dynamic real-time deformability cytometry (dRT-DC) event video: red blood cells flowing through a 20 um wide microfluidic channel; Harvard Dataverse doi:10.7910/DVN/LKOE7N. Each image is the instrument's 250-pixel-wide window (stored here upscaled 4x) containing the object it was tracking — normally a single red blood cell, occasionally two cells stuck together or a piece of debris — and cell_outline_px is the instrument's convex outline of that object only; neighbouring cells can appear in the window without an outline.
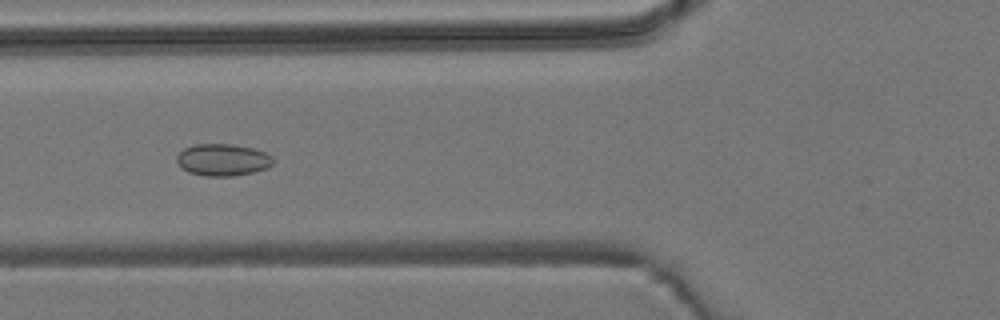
{"species": "common noctule bat (a hibernating species)", "species_latin": "Nyctalus noctula", "temperature_condition": "room temperature", "stored_images_in_passage": 7, "camera_frame_rate_fps": 3000, "um_per_image_px": 0.085, "animal": {"sex": "male", "body_mass_g": 19.2, "forearm_length_mm": 51.8}, "frame": {"image": 1, "passage_image": 5, "time_ms": 1.333, "image_size_px": [1000, 320], "cell_outline_px": [[272, 164], [268, 168], [252, 172], [232, 176], [204, 176], [188, 172], [180, 168], [176, 160], [176, 156], [184, 148], [196, 144], [232, 144], [252, 148], [264, 152], [272, 156]], "centroid_in_image_um": [18.89, 13.59], "position_along_channel_um": 106.9, "area_um2": 17.98}}
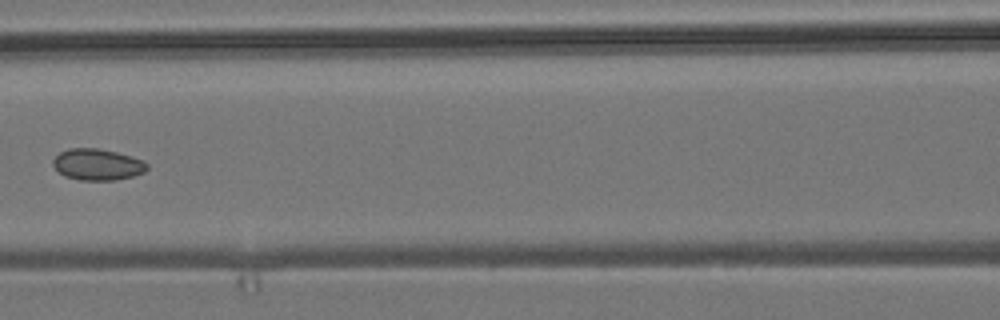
{"frame": {"image": 2, "passage_image": 6, "time_ms": 1.667, "image_size_px": [1000, 320], "cell_outline_px": [[148, 168], [144, 172], [132, 176], [116, 180], [80, 180], [64, 176], [52, 164], [52, 160], [60, 152], [68, 148], [100, 148], [132, 156], [144, 160], [148, 164]], "centroid_in_image_um": [8.29, 13.97], "position_along_channel_um": 158.3, "area_um2": 17.28}}
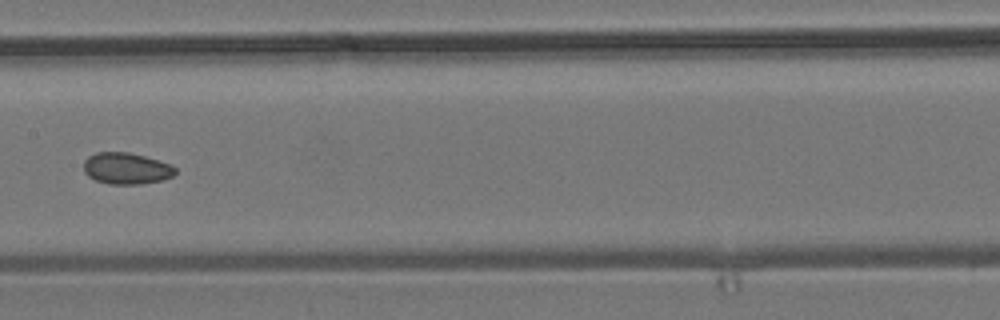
{"frame": {"image": 3, "passage_image": 7, "time_ms": 2.0, "image_size_px": [1000, 320], "cell_outline_px": [[176, 172], [172, 176], [160, 180], [140, 184], [108, 184], [96, 180], [88, 176], [84, 172], [84, 160], [88, 156], [96, 152], [128, 152], [144, 156], [172, 164], [176, 168]], "centroid_in_image_um": [10.73, 14.31], "position_along_channel_um": 196.7, "area_um2": 16.82}}